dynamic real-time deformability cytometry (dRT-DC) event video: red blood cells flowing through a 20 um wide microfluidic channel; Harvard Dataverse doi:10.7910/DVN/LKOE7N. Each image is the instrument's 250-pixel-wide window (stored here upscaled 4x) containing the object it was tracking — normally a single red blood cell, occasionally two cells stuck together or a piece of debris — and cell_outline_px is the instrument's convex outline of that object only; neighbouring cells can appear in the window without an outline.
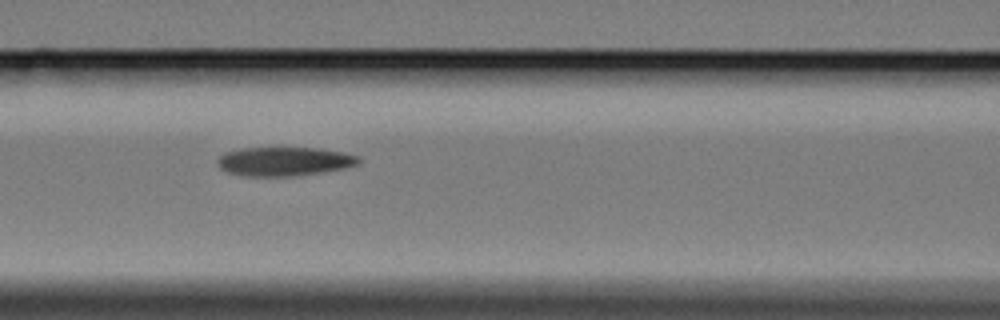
{"species": "Egyptian fruit bat (a non-hibernating species)", "species_latin": "Rousettus aegyptiacus", "temperature_condition": "cold", "stored_images_in_passage": 8, "camera_frame_rate_fps": 3000, "um_per_image_px": 0.085, "animal": {"sex": "female"}, "frame": {"image": 1, "passage_image": 4, "time_ms": 3.667, "image_size_px": [1000, 320], "cell_outline_px": [[360, 160], [356, 164], [344, 168], [320, 172], [292, 176], [244, 176], [228, 172], [220, 168], [216, 164], [216, 160], [224, 152], [244, 148], [320, 148], [344, 152], [360, 156]], "centroid_in_image_um": [24.13, 13.71], "position_along_channel_um": 142.5, "area_um2": 23.76}}